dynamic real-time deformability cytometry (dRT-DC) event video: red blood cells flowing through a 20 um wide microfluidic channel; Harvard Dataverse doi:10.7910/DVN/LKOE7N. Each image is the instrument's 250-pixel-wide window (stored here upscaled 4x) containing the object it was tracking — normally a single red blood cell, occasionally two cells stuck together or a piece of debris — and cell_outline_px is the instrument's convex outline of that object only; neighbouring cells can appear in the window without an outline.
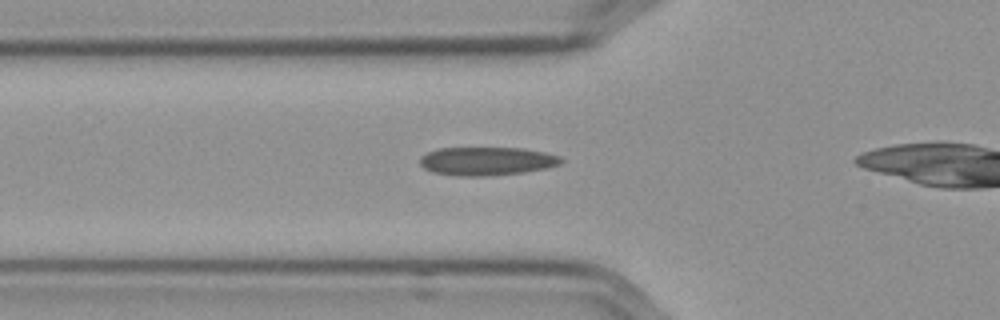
{"species": "Egyptian fruit bat (a non-hibernating species)", "species_latin": "Rousettus aegyptiacus", "temperature_condition": "cold", "stored_images_in_passage": 31, "camera_frame_rate_fps": 3000, "um_per_image_px": 0.085, "frame": {"image": 1, "passage_image": 2, "time_ms": 0.333, "image_size_px": [1000, 320], "cell_outline_px": [[564, 160], [560, 164], [544, 168], [524, 172], [484, 176], [460, 176], [432, 172], [424, 168], [420, 164], [420, 156], [428, 152], [440, 148], [524, 148], [544, 152], [560, 156]], "centroid_in_image_um": [41.36, 13.69], "position_along_channel_um": 84.4, "area_um2": 23.29}}
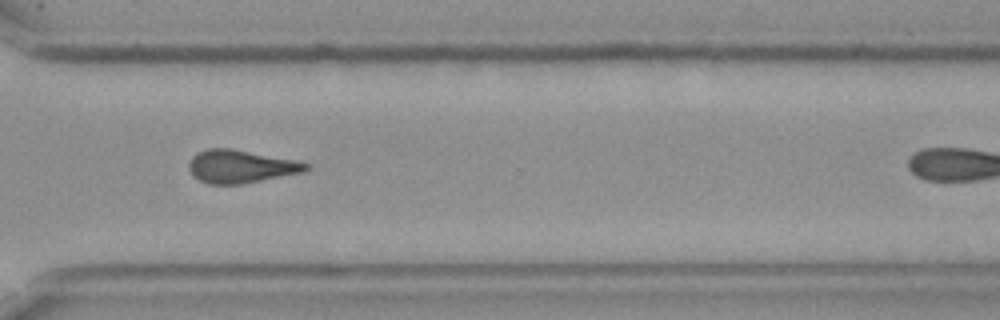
{"frame": {"image": 2, "passage_image": 24, "time_ms": 7.667, "image_size_px": [1000, 320], "cell_outline_px": [[308, 168], [304, 172], [240, 184], [208, 184], [192, 176], [188, 168], [188, 164], [192, 156], [208, 148], [232, 148], [296, 160], [308, 164]], "centroid_in_image_um": [20.43, 14.14], "position_along_channel_um": 350.2, "area_um2": 22.43}}
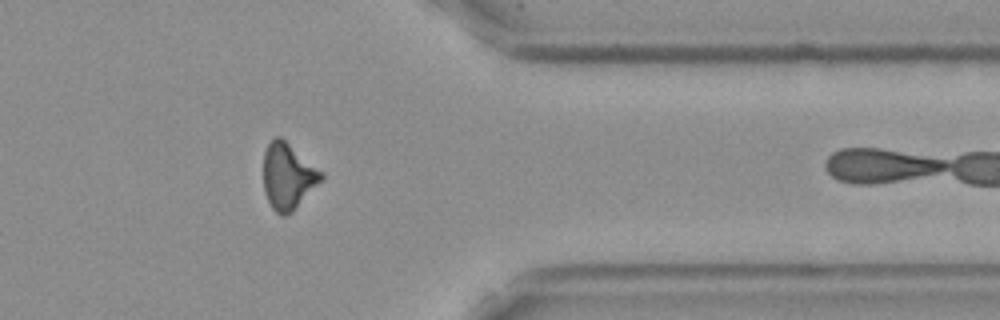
{"frame": {"image": 3, "passage_image": 28, "time_ms": 9.0, "image_size_px": [1000, 320], "cell_outline_px": [[324, 176], [292, 212], [284, 216], [280, 216], [272, 208], [264, 192], [264, 152], [268, 144], [276, 136], [280, 136], [324, 172]], "centroid_in_image_um": [24.46, 14.97], "position_along_channel_um": 386.9, "area_um2": 22.02}, "authors_computed_cell_mechanics": {"area_um2": 22.4264, "velocity_mm_per_s": 3.6118, "shape_relaxation_time_tau1_ms": null, "shape_relaxation_time_tau2_ms": 4.5488, "deformation_change_tau1": null, "deformation_change_tau2": 0.1171}}